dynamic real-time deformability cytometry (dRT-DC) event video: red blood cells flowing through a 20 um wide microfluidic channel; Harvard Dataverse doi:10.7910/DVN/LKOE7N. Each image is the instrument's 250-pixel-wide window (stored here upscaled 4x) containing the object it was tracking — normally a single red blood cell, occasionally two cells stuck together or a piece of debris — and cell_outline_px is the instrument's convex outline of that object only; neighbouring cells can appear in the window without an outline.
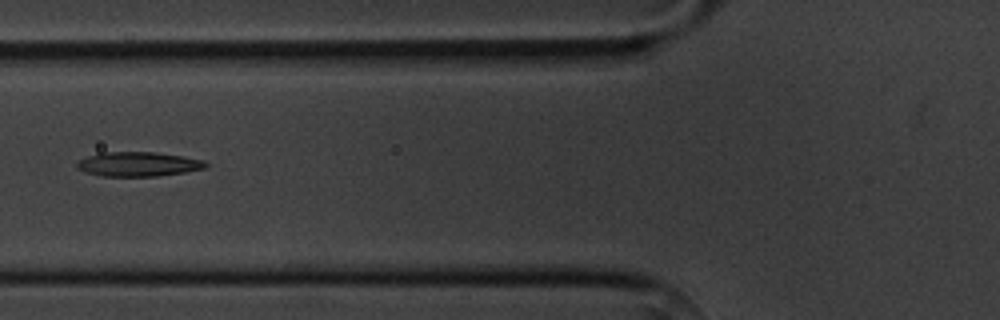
{"species": "common noctule bat (a hibernating species)", "species_latin": "Nyctalus noctula", "temperature_condition": "cold", "stored_images_in_passage": 4, "camera_frame_rate_fps": 3000, "um_per_image_px": 0.085, "animal": {"sex": "male", "body_mass_g": 20.1, "forearm_length_mm": 53.5}, "frame": {"image": 1, "passage_image": 3, "time_ms": 2.333, "image_size_px": [1000, 320], "cell_outline_px": [[208, 164], [204, 168], [184, 172], [156, 176], [100, 176], [84, 172], [76, 168], [76, 160], [100, 152], [156, 152], [204, 160]], "centroid_in_image_um": [11.67, 13.95], "position_along_channel_um": 114.1, "area_um2": 18.38}}
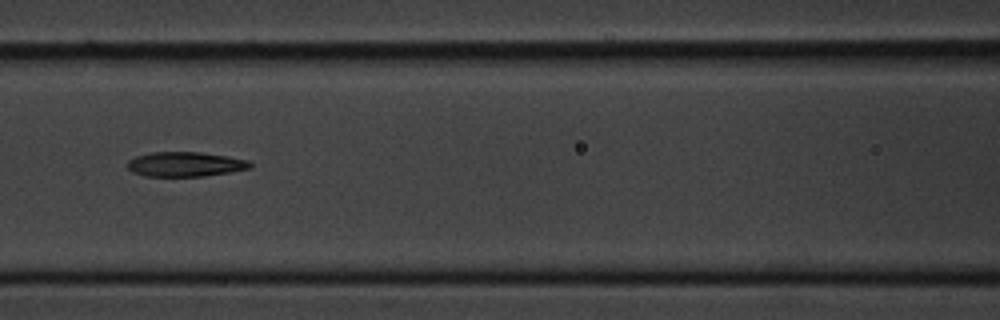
{"frame": {"image": 2, "passage_image": 4, "time_ms": 3.333, "image_size_px": [1000, 320], "cell_outline_px": [[252, 168], [204, 176], [144, 176], [132, 172], [128, 168], [128, 160], [136, 156], [152, 152], [200, 152], [228, 156], [248, 160], [252, 164]], "centroid_in_image_um": [15.74, 13.96], "position_along_channel_um": 150.9, "area_um2": 17.63}}